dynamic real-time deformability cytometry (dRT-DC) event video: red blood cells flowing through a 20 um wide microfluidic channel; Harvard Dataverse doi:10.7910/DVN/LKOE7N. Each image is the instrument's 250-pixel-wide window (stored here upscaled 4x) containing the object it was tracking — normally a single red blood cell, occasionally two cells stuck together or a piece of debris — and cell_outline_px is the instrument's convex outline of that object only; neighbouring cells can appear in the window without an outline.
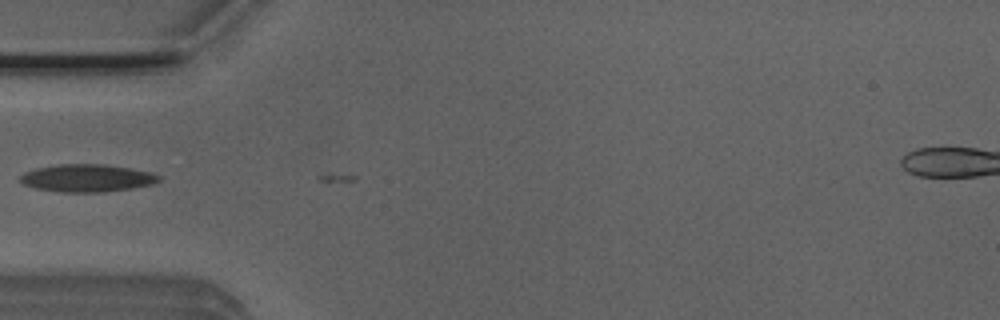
{"species": "Egyptian fruit bat (a non-hibernating species)", "species_latin": "Rousettus aegyptiacus", "temperature_condition": "room temperature", "stored_images_in_passage": 3, "camera_frame_rate_fps": 3000, "um_per_image_px": 0.085, "animal": {"sex": "male"}, "frame": {"image": 1, "passage_image": 1, "time_ms": 0.0, "image_size_px": [1000, 320], "cell_outline_px": [[160, 180], [152, 184], [132, 188], [104, 192], [60, 192], [36, 188], [24, 184], [20, 180], [20, 176], [24, 172], [36, 168], [60, 164], [104, 164], [132, 168], [152, 172], [160, 176]], "centroid_in_image_um": [7.42, 15.13], "position_along_channel_um": 77.6, "area_um2": 22.31}}